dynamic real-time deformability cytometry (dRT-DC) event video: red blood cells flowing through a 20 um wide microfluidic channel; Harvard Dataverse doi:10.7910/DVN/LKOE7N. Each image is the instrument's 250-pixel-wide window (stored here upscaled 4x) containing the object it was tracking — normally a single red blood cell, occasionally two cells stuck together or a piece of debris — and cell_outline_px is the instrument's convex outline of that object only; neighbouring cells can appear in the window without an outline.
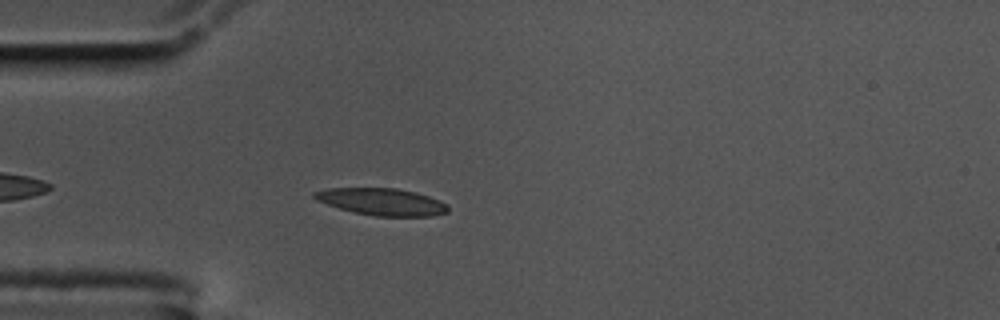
{"species": "common noctule bat (a hibernating species)", "species_latin": "Nyctalus noctula", "temperature_condition": "cold", "stored_images_in_passage": 47, "camera_frame_rate_fps": 3000, "um_per_image_px": 0.085, "animal": {"sex": "male", "body_mass_g": 17.5, "forearm_length_mm": 52.3}, "frame": {"image": 1, "passage_image": 5, "time_ms": 1.333, "image_size_px": [1000, 320], "cell_outline_px": [[448, 212], [432, 216], [376, 216], [356, 212], [340, 208], [316, 200], [312, 196], [312, 192], [328, 188], [396, 188], [416, 192], [440, 200], [448, 204]], "centroid_in_image_um": [32.48, 17.14], "position_along_channel_um": 52.5, "area_um2": 20.98}}
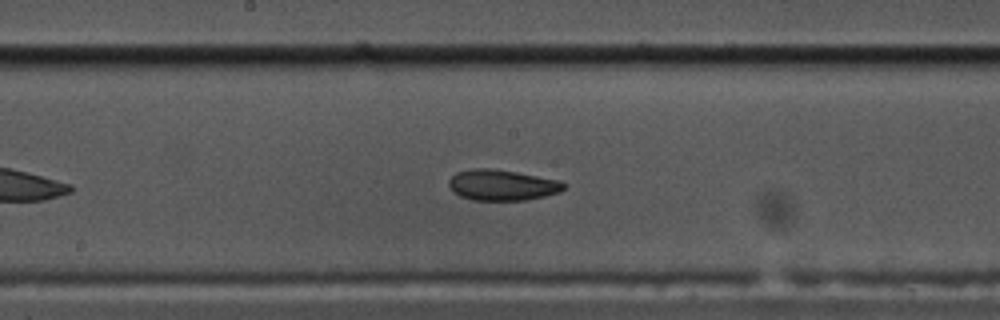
{"frame": {"image": 2, "passage_image": 19, "time_ms": 6.0, "image_size_px": [1000, 320], "cell_outline_px": [[568, 184], [560, 192], [528, 200], [472, 200], [460, 196], [452, 192], [448, 184], [448, 180], [456, 172], [472, 168], [492, 168], [516, 172], [560, 180]], "centroid_in_image_um": [42.67, 15.73], "position_along_channel_um": 205.5, "area_um2": 20.87}}
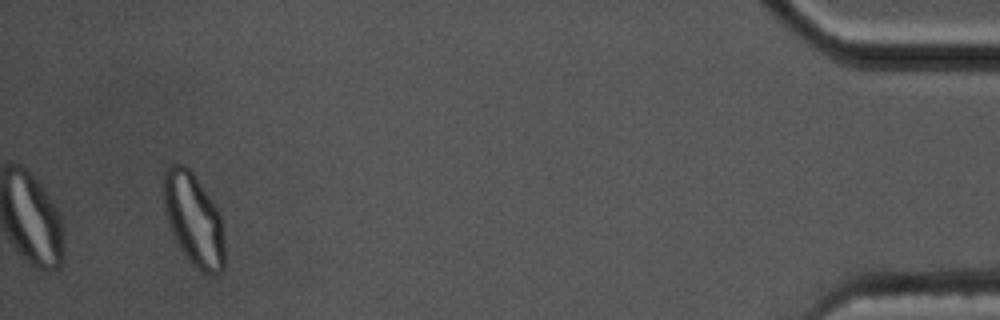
{"frame": {"image": 3, "passage_image": 44, "time_ms": 14.333, "image_size_px": [1000, 320], "cell_outline_px": [[224, 268], [216, 276], [212, 276], [200, 272], [188, 260], [180, 248], [172, 232], [164, 208], [160, 192], [164, 168], [168, 164], [184, 164], [192, 172], [212, 200], [220, 216], [224, 244]], "centroid_in_image_um": [16.42, 18.64], "position_along_channel_um": 418.8, "area_um2": 33.35}, "authors_computed_cell_mechanics": {"area_um2": 21.097, "velocity_mm_per_s": 3.4547, "shape_relaxation_time_tau1_ms": null, "shape_relaxation_time_tau2_ms": 2.4484, "deformation_change_tau1": null, "deformation_change_tau2": 0.0794}}